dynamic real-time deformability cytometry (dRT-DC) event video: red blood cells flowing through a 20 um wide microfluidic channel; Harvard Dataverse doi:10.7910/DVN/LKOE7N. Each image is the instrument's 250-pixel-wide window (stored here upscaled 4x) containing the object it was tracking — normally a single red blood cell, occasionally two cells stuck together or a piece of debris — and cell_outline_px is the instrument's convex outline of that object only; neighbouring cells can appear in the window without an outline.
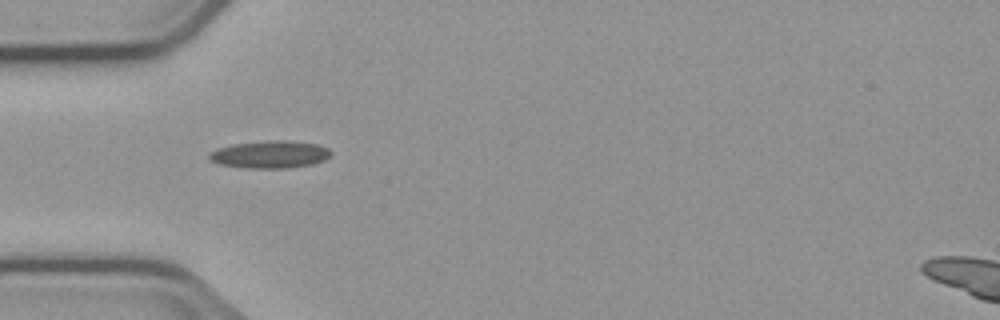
{"species": "common noctule bat (a hibernating species)", "species_latin": "Nyctalus noctula", "temperature_condition": "cold", "stored_images_in_passage": 1, "camera_frame_rate_fps": 3000, "um_per_image_px": 0.085, "animal": {"sex": "male", "body_mass_g": 23.1, "forearm_length_mm": 52.7}, "frame": {"image": 1, "passage_image": 1, "time_ms": 0.0, "image_size_px": [1000, 320], "cell_outline_px": [[332, 156], [324, 160], [312, 164], [288, 168], [244, 168], [220, 164], [208, 160], [208, 152], [216, 148], [232, 144], [268, 140], [288, 140], [316, 144], [328, 148], [332, 152]], "centroid_in_image_um": [22.92, 13.12], "position_along_channel_um": 62.1, "area_um2": 19.77}}